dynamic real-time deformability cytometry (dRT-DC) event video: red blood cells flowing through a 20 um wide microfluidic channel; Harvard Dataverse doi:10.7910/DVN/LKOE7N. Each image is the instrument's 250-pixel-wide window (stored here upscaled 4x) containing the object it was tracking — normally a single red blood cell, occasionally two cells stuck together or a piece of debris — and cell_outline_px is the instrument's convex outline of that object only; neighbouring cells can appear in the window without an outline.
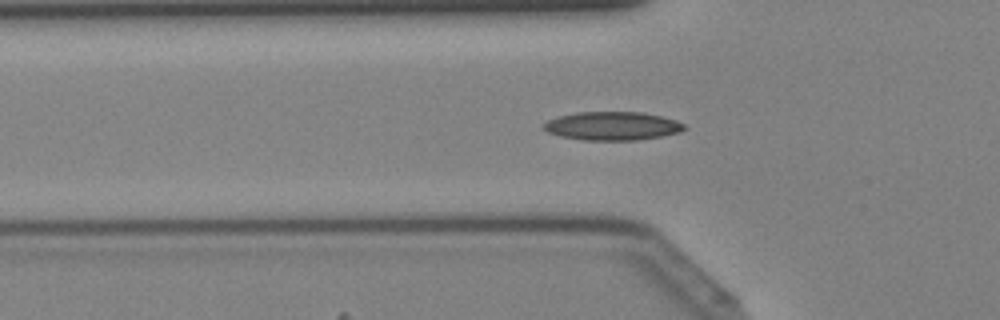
{"species": "Egyptian fruit bat (a non-hibernating species)", "species_latin": "Rousettus aegyptiacus", "temperature_condition": "cold", "stored_images_in_passage": 30, "camera_frame_rate_fps": 3000, "um_per_image_px": 0.085, "animal": {"sex": "female"}, "frame": {"image": 1, "passage_image": 10, "time_ms": 3.0, "image_size_px": [1000, 320], "cell_outline_px": [[688, 128], [680, 132], [640, 140], [584, 140], [560, 136], [548, 132], [540, 128], [548, 120], [560, 116], [576, 112], [640, 112], [660, 116], [676, 120], [684, 124]], "centroid_in_image_um": [52.05, 10.71], "position_along_channel_um": 73.8, "area_um2": 23.35}}
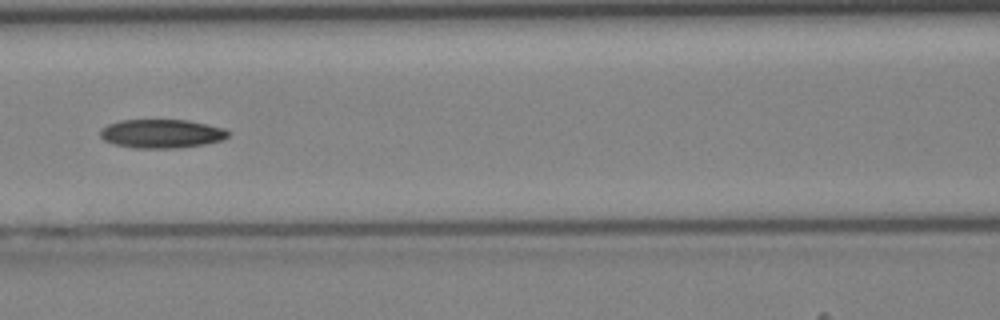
{"frame": {"image": 2, "passage_image": 15, "time_ms": 4.667, "image_size_px": [1000, 320], "cell_outline_px": [[232, 132], [224, 140], [204, 144], [176, 148], [136, 148], [112, 144], [104, 140], [100, 136], [100, 128], [108, 124], [120, 120], [188, 120], [224, 128]], "centroid_in_image_um": [13.73, 11.36], "position_along_channel_um": 152.9, "area_um2": 21.62}}
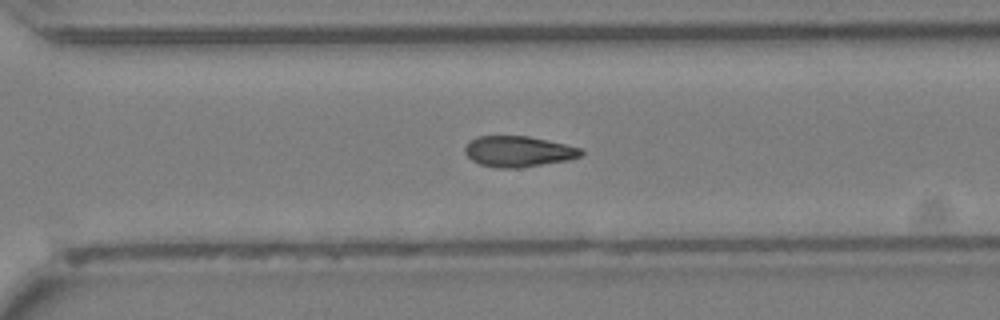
{"frame": {"image": 3, "passage_image": 26, "time_ms": 8.333, "image_size_px": [1000, 320], "cell_outline_px": [[584, 152], [580, 156], [568, 160], [520, 168], [500, 168], [480, 164], [472, 160], [464, 152], [464, 148], [476, 136], [528, 136], [548, 140], [580, 148]], "centroid_in_image_um": [44.06, 12.87], "position_along_channel_um": 326.5, "area_um2": 20.69}}